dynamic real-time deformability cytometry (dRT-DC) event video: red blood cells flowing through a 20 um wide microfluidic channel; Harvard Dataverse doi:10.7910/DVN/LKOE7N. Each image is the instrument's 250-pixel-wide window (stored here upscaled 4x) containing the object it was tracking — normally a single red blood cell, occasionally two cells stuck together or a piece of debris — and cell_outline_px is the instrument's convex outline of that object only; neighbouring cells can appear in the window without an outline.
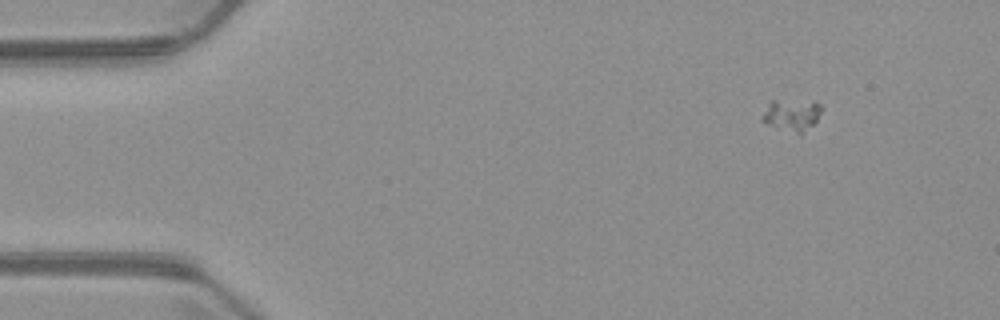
{"species": "common noctule bat (a hibernating species)", "species_latin": "Nyctalus noctula", "temperature_condition": "warm", "stored_images_in_passage": 2, "camera_frame_rate_fps": 3000, "um_per_image_px": 0.085, "animal": {"sex": "male", "body_mass_g": 23.1, "forearm_length_mm": 52.7}, "frame": {"image": 1, "passage_image": 2, "time_ms": 1.0, "image_size_px": [1000, 320], "cell_outline_px": [[820, 112], [816, 120], [800, 136], [768, 124], [760, 120], [760, 116], [768, 104], [772, 100], [816, 100], [820, 104]], "centroid_in_image_um": [67.28, 9.76], "position_along_channel_um": 17.7, "area_um2": 11.21}}